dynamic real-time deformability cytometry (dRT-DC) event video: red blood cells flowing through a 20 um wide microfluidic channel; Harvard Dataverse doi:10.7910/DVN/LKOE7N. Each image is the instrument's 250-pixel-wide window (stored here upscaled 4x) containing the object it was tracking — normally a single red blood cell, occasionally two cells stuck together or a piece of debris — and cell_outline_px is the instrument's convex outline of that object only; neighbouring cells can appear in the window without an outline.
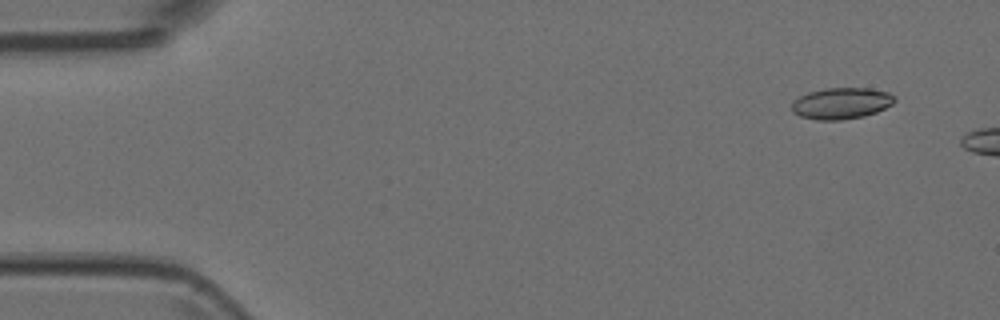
{"species": "Egyptian fruit bat (a non-hibernating species)", "species_latin": "Rousettus aegyptiacus", "temperature_condition": "room temperature", "stored_images_in_passage": 7, "camera_frame_rate_fps": 3000, "um_per_image_px": 0.085, "animal": {"sex": "female"}, "frame": {"image": 1, "passage_image": 1, "time_ms": 0.0, "image_size_px": [1000, 320], "cell_outline_px": [[896, 100], [892, 104], [876, 112], [864, 116], [840, 120], [816, 120], [800, 116], [792, 112], [792, 104], [800, 96], [808, 92], [824, 88], [868, 88], [888, 92], [896, 96]], "centroid_in_image_um": [71.52, 8.78], "position_along_channel_um": 13.5, "area_um2": 18.79}}